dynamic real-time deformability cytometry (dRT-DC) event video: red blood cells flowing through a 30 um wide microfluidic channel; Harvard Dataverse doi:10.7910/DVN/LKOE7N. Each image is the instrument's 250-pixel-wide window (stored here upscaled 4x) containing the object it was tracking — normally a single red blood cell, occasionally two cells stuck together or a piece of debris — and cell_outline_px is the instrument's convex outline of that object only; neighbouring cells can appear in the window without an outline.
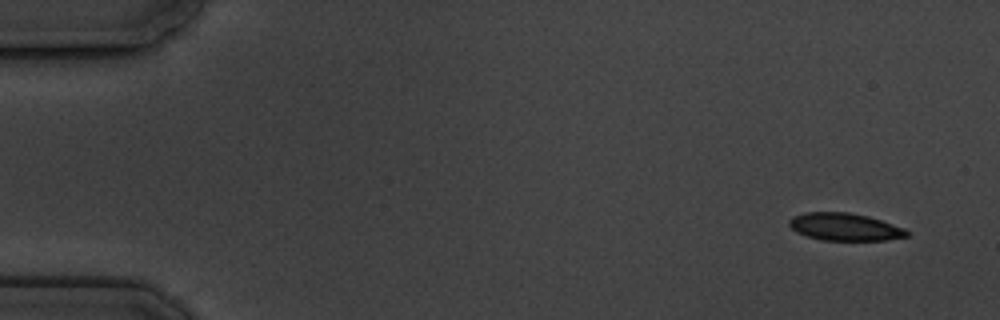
{"species": "common noctule bat (a hibernating species)", "species_latin": "Nyctalus noctula", "temperature_condition": "cold", "stored_images_in_passage": 5, "camera_frame_rate_fps": 3000, "um_per_image_px": 0.085, "animal": {"sex": "male", "body_mass_g": 19.5, "forearm_length_mm": 54.6}, "frame": {"image": 1, "passage_image": 1, "time_ms": 0.0, "image_size_px": [1000, 320], "cell_outline_px": [[908, 236], [888, 240], [820, 240], [796, 232], [788, 224], [788, 220], [792, 216], [804, 212], [848, 212], [868, 216], [904, 228], [908, 232]], "centroid_in_image_um": [71.77, 19.28], "position_along_channel_um": 13.2, "area_um2": 18.84}}
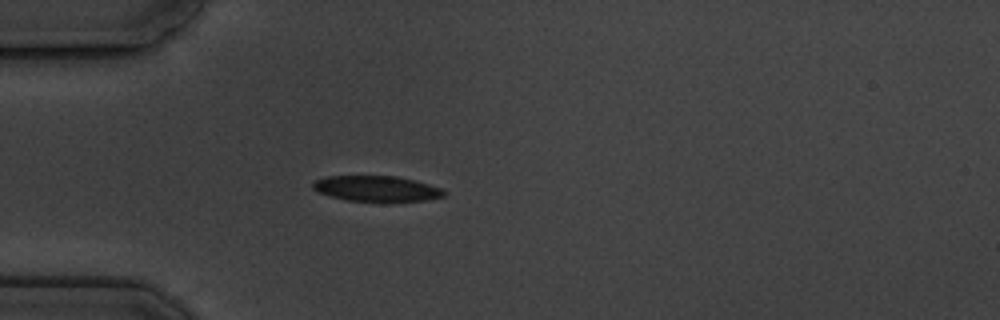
{"frame": {"image": 2, "passage_image": 5, "time_ms": 4.333, "image_size_px": [1000, 320], "cell_outline_px": [[448, 192], [444, 196], [424, 200], [348, 200], [332, 196], [320, 192], [312, 188], [312, 184], [316, 180], [328, 176], [396, 176], [428, 184], [440, 188]], "centroid_in_image_um": [32.01, 16.01], "position_along_channel_um": 53.0, "area_um2": 18.84}}